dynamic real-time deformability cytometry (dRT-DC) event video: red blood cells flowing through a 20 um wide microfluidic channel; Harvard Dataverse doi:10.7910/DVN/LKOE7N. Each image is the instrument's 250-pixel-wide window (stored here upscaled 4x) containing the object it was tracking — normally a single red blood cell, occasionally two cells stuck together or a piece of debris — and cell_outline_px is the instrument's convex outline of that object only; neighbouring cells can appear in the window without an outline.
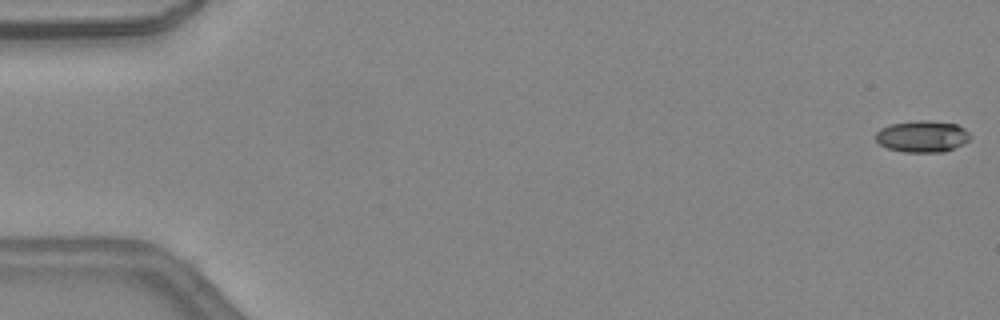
{"species": "common noctule bat (a hibernating species)", "species_latin": "Nyctalus noctula", "temperature_condition": "warm", "stored_images_in_passage": 46, "camera_frame_rate_fps": 3000, "um_per_image_px": 0.085, "animal": {"sex": "female", "body_mass_g": 24.6, "forearm_length_mm": 56.2}, "frame": {"image": 1, "passage_image": 1, "time_ms": 0.0, "image_size_px": [1000, 320], "cell_outline_px": [[972, 136], [964, 144], [944, 152], [904, 152], [888, 148], [880, 144], [876, 140], [876, 132], [880, 128], [892, 124], [924, 120], [956, 124], [964, 128]], "centroid_in_image_um": [78.41, 11.61], "position_along_channel_um": 6.6, "area_um2": 17.28}}
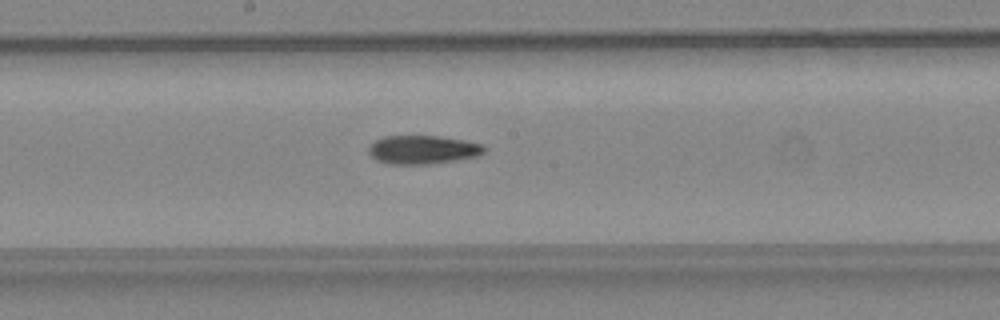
{"frame": {"image": 2, "passage_image": 25, "time_ms": 8.0, "image_size_px": [1000, 320], "cell_outline_px": [[484, 152], [476, 156], [456, 160], [428, 164], [388, 164], [376, 160], [368, 152], [368, 148], [376, 140], [384, 136], [440, 136], [464, 140], [480, 144], [484, 148]], "centroid_in_image_um": [35.9, 12.72], "position_along_channel_um": 212.3, "area_um2": 19.07}}
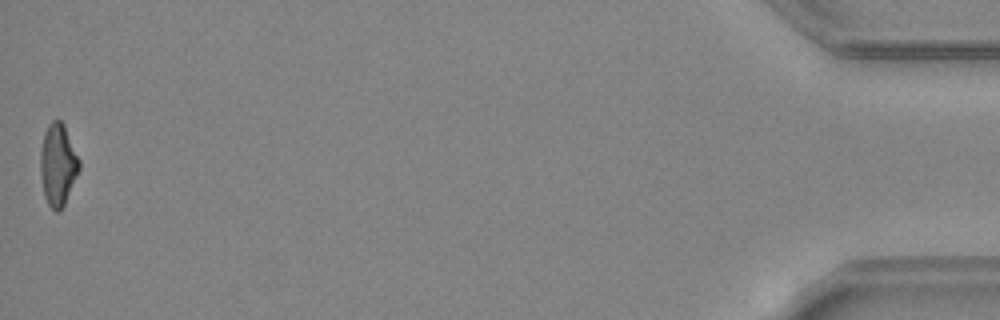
{"frame": {"image": 3, "passage_image": 46, "time_ms": 15.0, "image_size_px": [1000, 320], "cell_outline_px": [[80, 168], [64, 204], [60, 212], [56, 212], [48, 204], [44, 196], [40, 176], [40, 152], [44, 132], [48, 124], [52, 120], [60, 120], [64, 124], [80, 160]], "centroid_in_image_um": [4.91, 13.99], "position_along_channel_um": 430.3, "area_um2": 18.61}, "authors_computed_cell_mechanics": {"area_um2": 18.8139, "velocity_mm_per_s": 4.5389, "shape_relaxation_time_tau1_ms": 5.954, "shape_relaxation_time_tau2_ms": 5.1043, "deformation_change_tau1": 0.2093, "deformation_change_tau2": 0.1508}}